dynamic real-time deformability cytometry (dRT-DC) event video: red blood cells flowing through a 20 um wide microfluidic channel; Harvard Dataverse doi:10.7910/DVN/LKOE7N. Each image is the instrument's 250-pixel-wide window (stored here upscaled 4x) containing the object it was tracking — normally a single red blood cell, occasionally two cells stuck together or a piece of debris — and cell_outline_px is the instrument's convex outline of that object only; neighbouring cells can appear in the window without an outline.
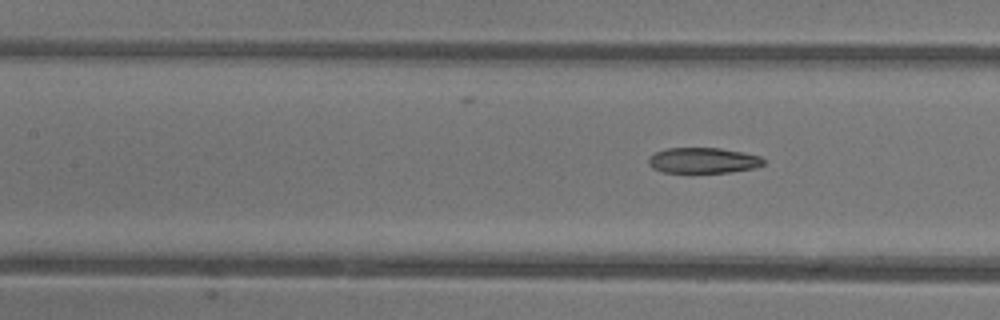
{"species": "common noctule bat (a hibernating species)", "species_latin": "Nyctalus noctula", "temperature_condition": "warm", "stored_images_in_passage": 4, "segment_of_instrument_passage": [2, 2], "camera_frame_rate_fps": 3000, "um_per_image_px": 0.085, "animal": {"sex": "female"}, "frame": {"image": 1, "passage_image": 4, "time_ms": 1.0, "image_size_px": [1000, 320], "cell_outline_px": [[764, 164], [756, 168], [732, 172], [660, 172], [652, 168], [648, 164], [648, 156], [656, 152], [668, 148], [720, 148], [760, 156], [764, 160]], "centroid_in_image_um": [59.74, 13.64], "position_along_channel_um": 147.7, "area_um2": 17.17}}